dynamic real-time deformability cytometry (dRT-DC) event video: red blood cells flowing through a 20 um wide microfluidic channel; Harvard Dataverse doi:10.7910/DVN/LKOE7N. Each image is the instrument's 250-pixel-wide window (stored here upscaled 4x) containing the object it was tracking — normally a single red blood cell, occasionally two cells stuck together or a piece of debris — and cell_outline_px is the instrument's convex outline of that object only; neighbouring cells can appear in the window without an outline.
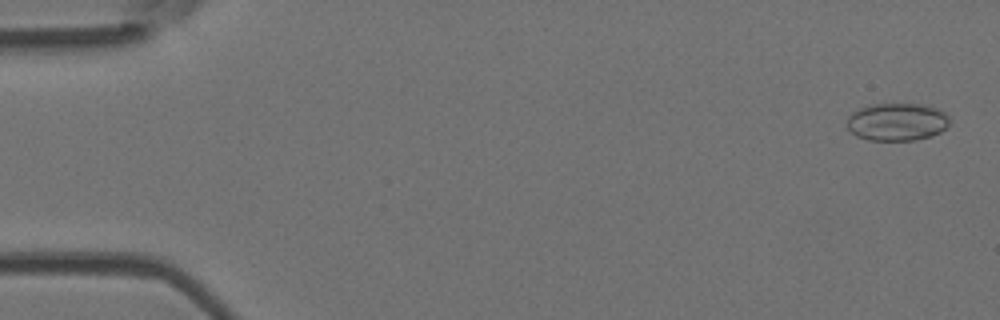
{"species": "Egyptian fruit bat (a non-hibernating species)", "species_latin": "Rousettus aegyptiacus", "temperature_condition": "room temperature", "stored_images_in_passage": 51, "camera_frame_rate_fps": 3000, "um_per_image_px": 0.085, "animal": {"sex": "female"}, "frame": {"image": 1, "passage_image": 2, "time_ms": 0.333, "image_size_px": [1000, 320], "cell_outline_px": [[948, 124], [940, 132], [932, 136], [912, 140], [868, 140], [856, 136], [844, 124], [848, 116], [852, 112], [860, 108], [876, 104], [920, 104], [936, 108], [944, 112], [948, 116]], "centroid_in_image_um": [76.2, 10.36], "position_along_channel_um": 8.8, "area_um2": 22.48}}
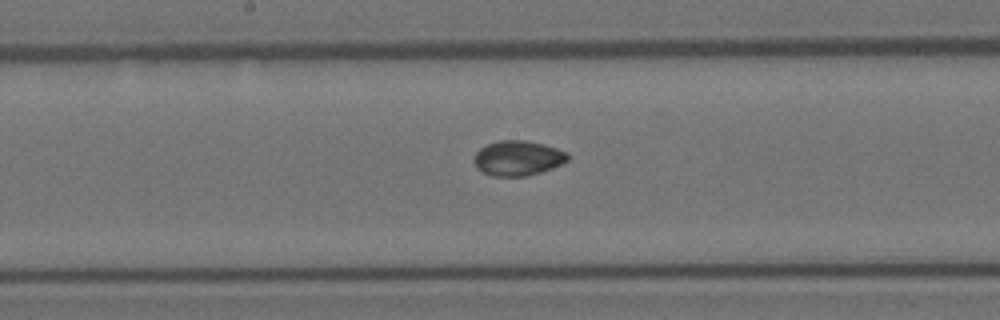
{"frame": {"image": 2, "passage_image": 27, "time_ms": 8.667, "image_size_px": [1000, 320], "cell_outline_px": [[568, 160], [564, 164], [528, 176], [492, 176], [480, 172], [476, 168], [472, 160], [476, 152], [480, 148], [488, 144], [500, 140], [524, 140], [544, 144], [568, 152]], "centroid_in_image_um": [44.0, 13.45], "position_along_channel_um": 204.2, "area_um2": 19.36}}
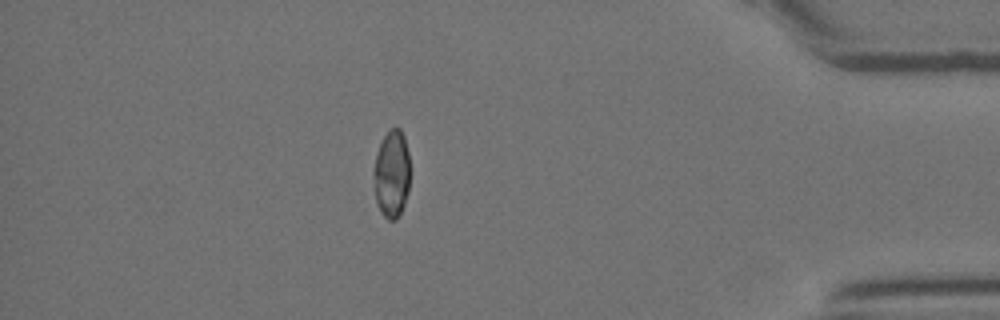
{"frame": {"image": 3, "passage_image": 45, "time_ms": 14.667, "image_size_px": [1000, 320], "cell_outline_px": [[408, 192], [404, 204], [396, 220], [388, 220], [380, 212], [376, 200], [372, 172], [376, 152], [384, 136], [392, 128], [400, 128], [404, 136], [408, 152]], "centroid_in_image_um": [33.26, 14.79], "position_along_channel_um": 401.9, "area_um2": 18.5}}